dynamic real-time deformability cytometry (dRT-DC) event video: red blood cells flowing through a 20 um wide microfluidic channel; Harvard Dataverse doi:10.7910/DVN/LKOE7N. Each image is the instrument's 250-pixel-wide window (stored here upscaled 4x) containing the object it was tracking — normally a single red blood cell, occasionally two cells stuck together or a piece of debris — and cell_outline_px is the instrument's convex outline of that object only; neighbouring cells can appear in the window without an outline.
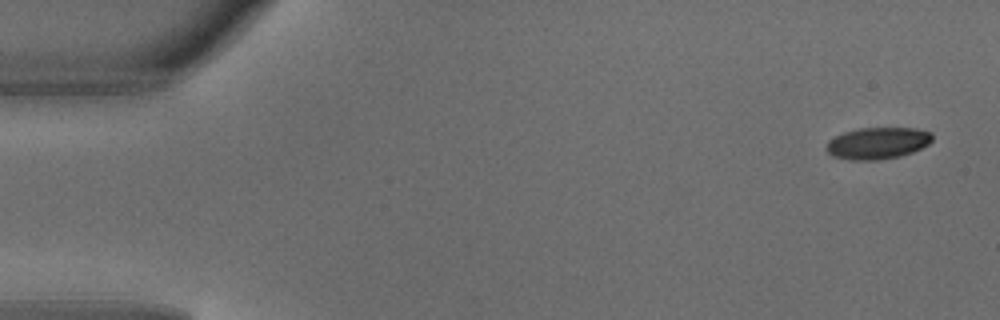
{"species": "common noctule bat (a hibernating species)", "species_latin": "Nyctalus noctula", "temperature_condition": "warm", "stored_images_in_passage": 4, "camera_frame_rate_fps": 3000, "um_per_image_px": 0.085, "animal": {"sex": "male", "body_mass_g": 18.8}, "frame": {"image": 1, "passage_image": 1, "time_ms": 0.0, "image_size_px": [1000, 320], "cell_outline_px": [[932, 140], [928, 144], [912, 152], [900, 156], [876, 160], [852, 160], [832, 156], [824, 148], [828, 140], [844, 132], [860, 128], [916, 128], [932, 132]], "centroid_in_image_um": [74.58, 12.16], "position_along_channel_um": 10.4, "area_um2": 19.59}}
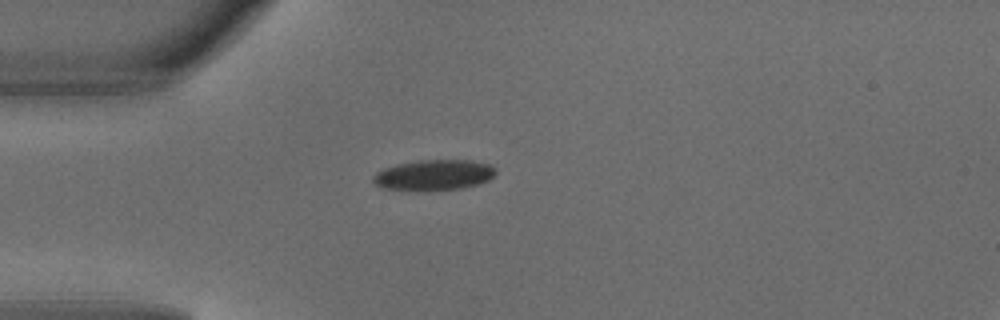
{"frame": {"image": 2, "passage_image": 4, "time_ms": 1.0, "image_size_px": [1000, 320], "cell_outline_px": [[496, 172], [488, 180], [480, 184], [460, 188], [416, 192], [384, 188], [376, 184], [372, 180], [372, 176], [376, 172], [384, 168], [396, 164], [420, 160], [472, 160], [488, 164], [496, 168]], "centroid_in_image_um": [36.85, 14.89], "position_along_channel_um": 48.1, "area_um2": 22.14}}